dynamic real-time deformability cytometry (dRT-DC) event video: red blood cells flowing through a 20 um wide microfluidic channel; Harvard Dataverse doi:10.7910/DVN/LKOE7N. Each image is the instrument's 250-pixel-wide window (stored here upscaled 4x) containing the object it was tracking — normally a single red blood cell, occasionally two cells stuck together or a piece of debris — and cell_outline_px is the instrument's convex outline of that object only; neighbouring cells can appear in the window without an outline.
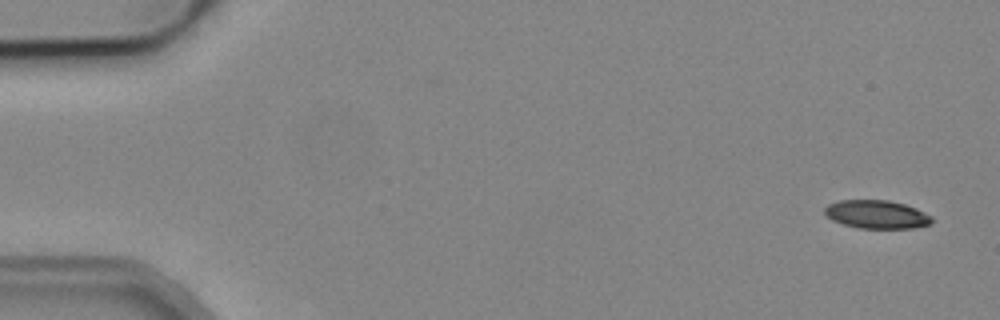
{"species": "common noctule bat (a hibernating species)", "species_latin": "Nyctalus noctula", "temperature_condition": "cold", "stored_images_in_passage": 5, "camera_frame_rate_fps": 3000, "um_per_image_px": 0.085, "animal": {"sex": "male", "body_mass_g": 19.2, "forearm_length_mm": 51.8}, "frame": {"image": 1, "passage_image": 1, "time_ms": 0.0, "image_size_px": [1000, 320], "cell_outline_px": [[932, 220], [928, 224], [912, 228], [860, 228], [844, 224], [832, 220], [824, 212], [824, 208], [828, 204], [840, 200], [888, 200], [904, 204], [916, 208], [932, 216]], "centroid_in_image_um": [74.5, 18.21], "position_along_channel_um": 10.5, "area_um2": 17.51}}